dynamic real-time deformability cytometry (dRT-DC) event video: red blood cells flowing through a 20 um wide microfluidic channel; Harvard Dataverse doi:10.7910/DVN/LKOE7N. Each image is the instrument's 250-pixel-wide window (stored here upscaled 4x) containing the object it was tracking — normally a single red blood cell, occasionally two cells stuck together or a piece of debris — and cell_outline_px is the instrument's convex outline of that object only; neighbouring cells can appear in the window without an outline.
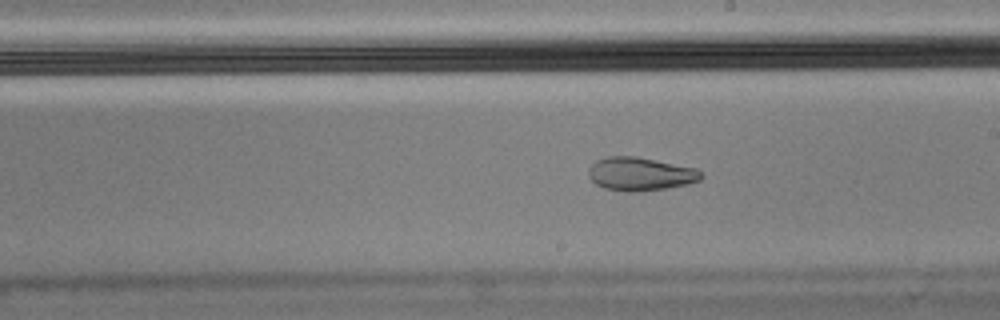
{"species": "Egyptian fruit bat (a non-hibernating species)", "species_latin": "Rousettus aegyptiacus", "temperature_condition": "cold", "stored_images_in_passage": 22, "camera_frame_rate_fps": 3000, "um_per_image_px": 0.085, "animal": {"sex": "male"}, "frame": {"image": 1, "passage_image": 16, "time_ms": 5.0, "image_size_px": [1000, 320], "cell_outline_px": [[704, 176], [700, 180], [688, 184], [664, 188], [636, 192], [624, 192], [604, 188], [596, 184], [588, 176], [588, 168], [596, 160], [608, 156], [636, 156], [696, 168]], "centroid_in_image_um": [54.4, 14.78], "position_along_channel_um": 234.6, "area_um2": 21.96}}